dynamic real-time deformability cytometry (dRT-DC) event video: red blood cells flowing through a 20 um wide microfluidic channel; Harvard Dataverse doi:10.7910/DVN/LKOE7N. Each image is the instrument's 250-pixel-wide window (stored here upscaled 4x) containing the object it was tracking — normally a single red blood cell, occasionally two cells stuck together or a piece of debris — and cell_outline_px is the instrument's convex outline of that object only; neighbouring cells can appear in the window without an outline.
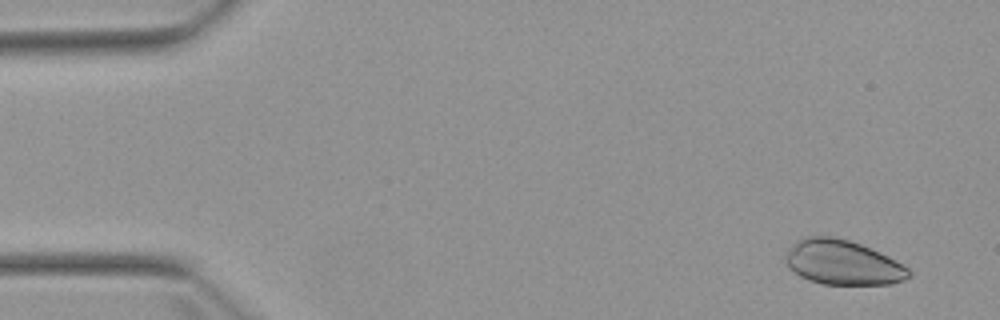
{"species": "Egyptian fruit bat (a non-hibernating species)", "species_latin": "Rousettus aegyptiacus", "temperature_condition": "warm", "stored_images_in_passage": 10, "camera_frame_rate_fps": 3000, "um_per_image_px": 0.085, "animal": {"sex": "female"}, "frame": {"image": 1, "passage_image": 4, "time_ms": 1.0, "image_size_px": [1000, 320], "cell_outline_px": [[912, 276], [904, 280], [892, 284], [824, 284], [808, 280], [800, 276], [788, 268], [784, 256], [788, 248], [796, 240], [804, 236], [832, 236], [848, 240], [860, 244], [888, 256], [908, 268], [912, 272]], "centroid_in_image_um": [71.6, 22.31], "position_along_channel_um": 13.4, "area_um2": 32.25}}
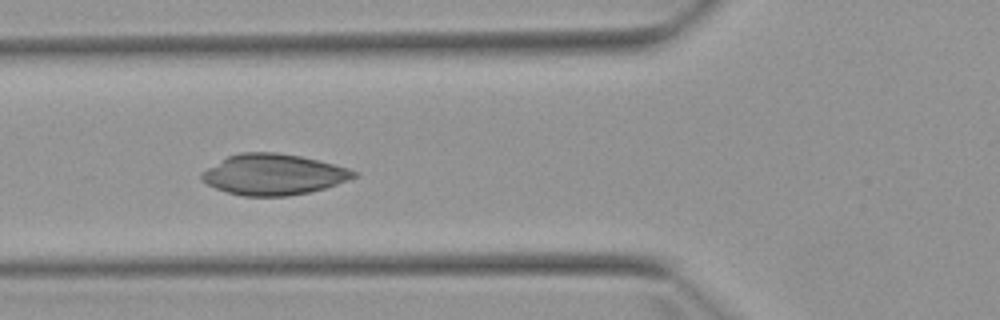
{"frame": {"image": 2, "passage_image": 9, "time_ms": 6.333, "image_size_px": [1000, 320], "cell_outline_px": [[360, 176], [324, 188], [308, 192], [288, 196], [244, 196], [228, 192], [216, 188], [200, 180], [200, 172], [228, 156], [240, 152], [276, 152], [300, 156], [348, 168], [356, 172]], "centroid_in_image_um": [23.22, 14.83], "position_along_channel_um": 102.6, "area_um2": 36.01}}
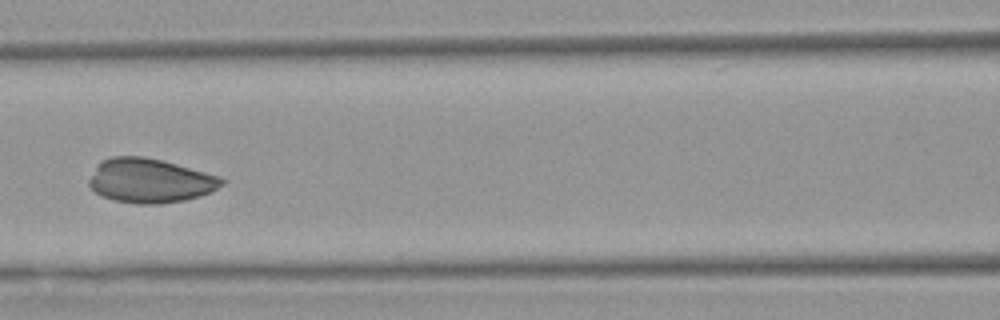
{"frame": {"image": 3, "passage_image": 10, "time_ms": 7.667, "image_size_px": [1000, 320], "cell_outline_px": [[228, 180], [224, 184], [212, 192], [200, 196], [184, 200], [160, 204], [136, 204], [112, 200], [96, 192], [88, 184], [88, 180], [100, 160], [112, 156], [144, 156], [176, 164], [204, 172]], "centroid_in_image_um": [12.74, 15.36], "position_along_channel_um": 153.9, "area_um2": 34.22}}